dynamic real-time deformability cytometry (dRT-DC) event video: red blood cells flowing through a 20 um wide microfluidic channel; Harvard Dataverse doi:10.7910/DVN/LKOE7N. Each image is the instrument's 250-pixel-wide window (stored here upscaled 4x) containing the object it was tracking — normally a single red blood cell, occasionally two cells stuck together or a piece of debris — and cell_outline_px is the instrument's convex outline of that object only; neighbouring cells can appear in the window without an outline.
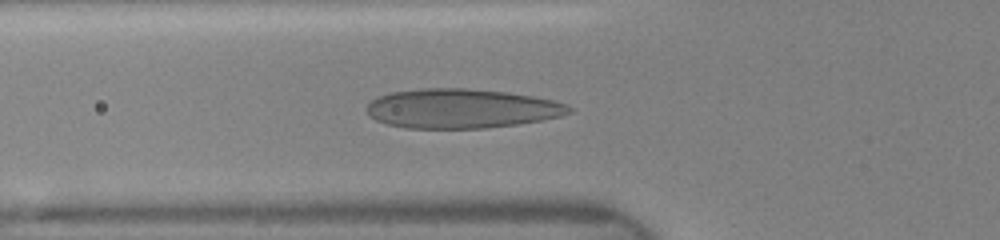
{"species": "human", "species_latin": "Homo sapiens", "temperature_condition": "room temperature", "stored_images_in_passage": 36, "camera_frame_rate_fps": 3000, "um_per_image_px": 0.085, "donor": {"sex": "female"}, "frame": {"image": 1, "passage_image": 23, "time_ms": 5.0, "image_size_px": [1000, 240], "cell_outline_px": [[572, 112], [560, 116], [540, 120], [516, 124], [484, 128], [404, 128], [388, 124], [376, 120], [368, 116], [368, 104], [372, 100], [380, 96], [392, 92], [420, 88], [468, 88], [508, 92], [532, 96], [552, 100], [568, 104], [572, 108]], "centroid_in_image_um": [39.23, 9.22], "position_along_channel_um": 86.6, "area_um2": 46.36}}
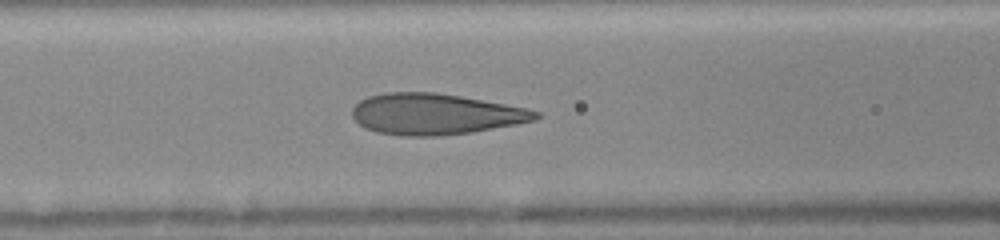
{"frame": {"image": 2, "passage_image": 28, "time_ms": 6.0, "image_size_px": [1000, 240], "cell_outline_px": [[540, 116], [536, 120], [516, 124], [472, 132], [436, 136], [404, 136], [376, 132], [364, 128], [352, 116], [352, 108], [360, 100], [368, 96], [384, 92], [432, 92], [460, 96], [504, 104], [524, 108], [540, 112]], "centroid_in_image_um": [36.96, 9.7], "position_along_channel_um": 129.6, "area_um2": 43.7}}
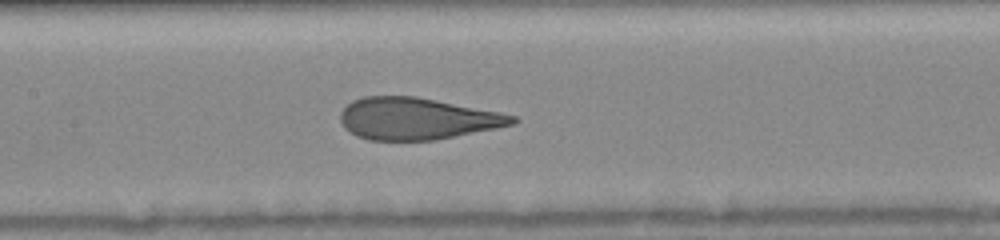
{"frame": {"image": 3, "passage_image": 33, "time_ms": 7.0, "image_size_px": [1000, 240], "cell_outline_px": [[520, 120], [516, 124], [436, 140], [368, 140], [356, 136], [344, 128], [340, 120], [340, 112], [352, 100], [364, 96], [416, 96], [500, 112], [516, 116]], "centroid_in_image_um": [35.45, 10.08], "position_along_channel_um": 172.0, "area_um2": 42.14}}